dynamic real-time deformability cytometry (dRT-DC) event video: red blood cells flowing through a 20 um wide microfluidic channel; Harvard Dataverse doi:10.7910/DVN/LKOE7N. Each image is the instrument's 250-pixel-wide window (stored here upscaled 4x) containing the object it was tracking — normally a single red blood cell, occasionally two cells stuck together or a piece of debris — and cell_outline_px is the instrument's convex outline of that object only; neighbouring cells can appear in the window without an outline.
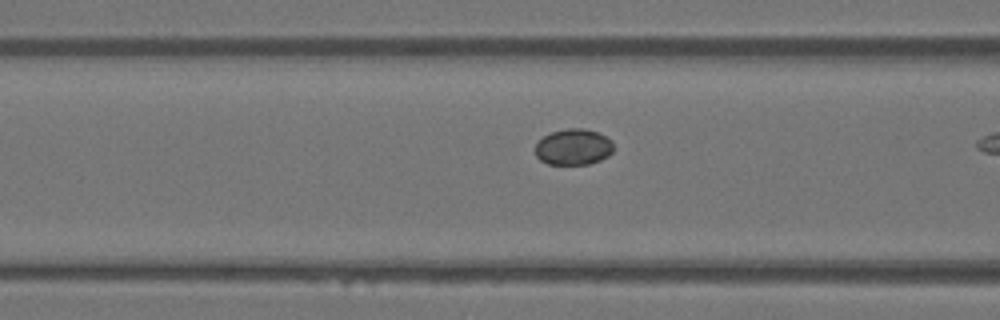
{"species": "Egyptian fruit bat (a non-hibernating species)", "species_latin": "Rousettus aegyptiacus", "temperature_condition": "warm", "stored_images_in_passage": 10, "camera_frame_rate_fps": 3000, "um_per_image_px": 0.085, "animal": {"sex": "female"}, "frame": {"image": 1, "passage_image": 9, "time_ms": 2.667, "image_size_px": [1000, 320], "cell_outline_px": [[616, 148], [608, 156], [600, 160], [588, 164], [548, 164], [540, 160], [536, 156], [536, 144], [544, 136], [552, 132], [568, 128], [584, 128], [596, 132], [612, 140]], "centroid_in_image_um": [48.77, 12.5], "position_along_channel_um": 117.8, "area_um2": 16.47}}